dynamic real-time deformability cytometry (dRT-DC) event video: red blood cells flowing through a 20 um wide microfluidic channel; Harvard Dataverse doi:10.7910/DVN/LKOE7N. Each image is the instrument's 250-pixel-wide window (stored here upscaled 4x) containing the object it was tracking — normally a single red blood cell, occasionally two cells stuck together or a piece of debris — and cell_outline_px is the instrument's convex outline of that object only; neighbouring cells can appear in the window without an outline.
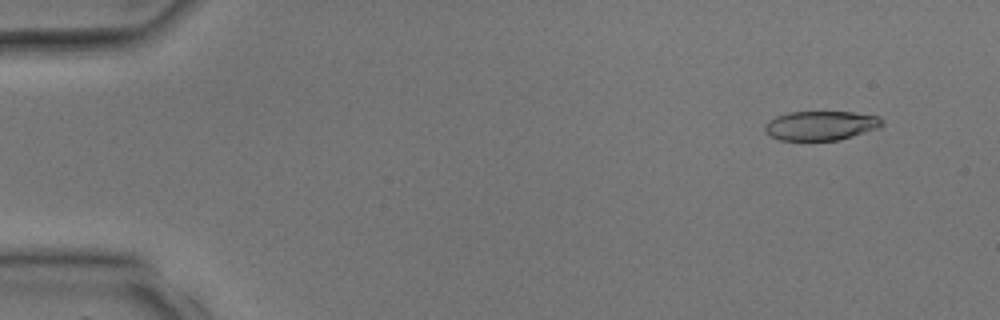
{"species": "common noctule bat (a hibernating species)", "species_latin": "Nyctalus noctula", "temperature_condition": "room temperature", "stored_images_in_passage": 3, "camera_frame_rate_fps": 3000, "um_per_image_px": 0.085, "animal": {"sex": "male", "body_mass_g": 17.9, "forearm_length_mm": 54.2}, "frame": {"image": 1, "passage_image": 1, "time_ms": 0.0, "image_size_px": [1000, 320], "cell_outline_px": [[884, 124], [880, 128], [840, 140], [780, 140], [764, 132], [764, 124], [768, 120], [776, 116], [788, 112], [852, 112], [880, 116], [884, 120]], "centroid_in_image_um": [69.79, 10.67], "position_along_channel_um": 15.2, "area_um2": 20.29}}